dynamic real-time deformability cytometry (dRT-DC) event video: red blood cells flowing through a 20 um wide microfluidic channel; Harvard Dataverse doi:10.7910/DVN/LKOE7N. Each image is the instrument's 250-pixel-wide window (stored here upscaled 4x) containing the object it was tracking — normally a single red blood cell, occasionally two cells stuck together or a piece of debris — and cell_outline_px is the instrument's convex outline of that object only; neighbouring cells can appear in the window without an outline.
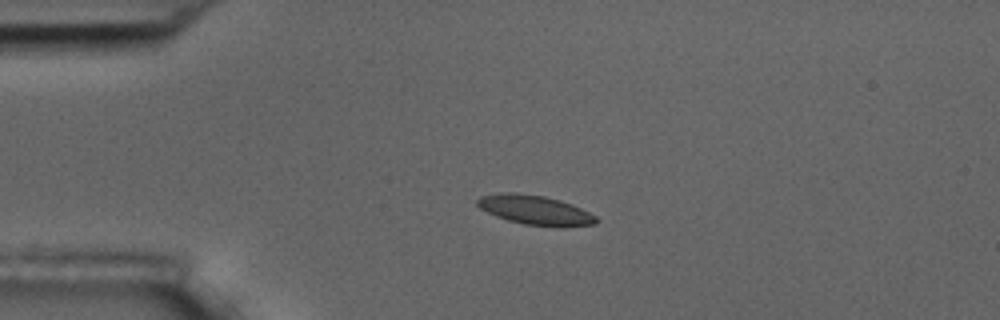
{"species": "common noctule bat (a hibernating species)", "species_latin": "Nyctalus noctula", "temperature_condition": "room temperature", "stored_images_in_passage": 31, "camera_frame_rate_fps": 3000, "um_per_image_px": 0.085, "animal": {"sex": "male", "body_mass_g": 17.5, "forearm_length_mm": 52.3}, "frame": {"image": 1, "passage_image": 1, "time_ms": 0.0, "image_size_px": [1000, 320], "cell_outline_px": [[600, 220], [596, 224], [560, 228], [524, 224], [508, 220], [496, 216], [480, 208], [476, 204], [476, 200], [480, 196], [500, 192], [512, 192], [544, 196], [560, 200], [572, 204], [596, 216]], "centroid_in_image_um": [45.51, 17.86], "position_along_channel_um": 39.5, "area_um2": 20.63}}
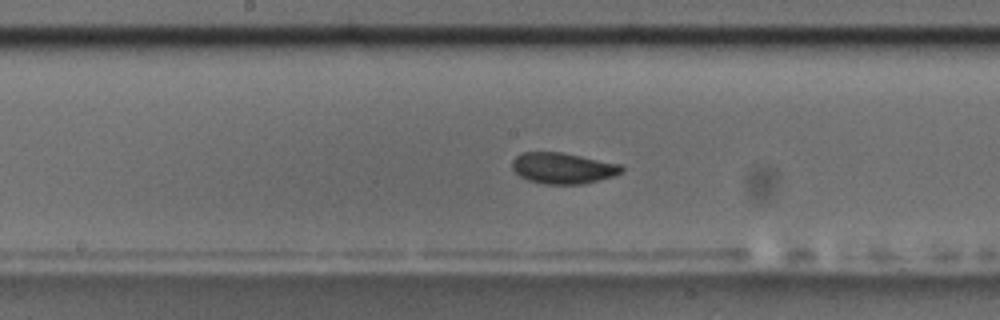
{"frame": {"image": 2, "passage_image": 17, "time_ms": 5.333, "image_size_px": [1000, 320], "cell_outline_px": [[624, 172], [616, 176], [584, 184], [544, 184], [528, 180], [520, 176], [512, 168], [512, 160], [520, 152], [560, 152], [620, 164], [624, 168]], "centroid_in_image_um": [47.86, 14.3], "position_along_channel_um": 200.3, "area_um2": 19.88}}
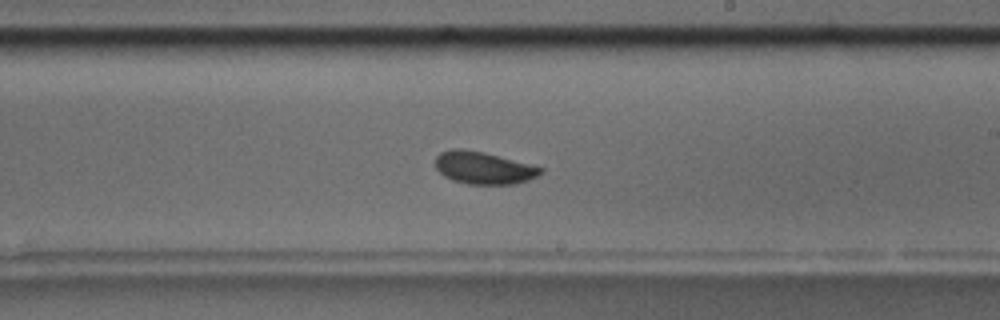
{"frame": {"image": 3, "passage_image": 21, "time_ms": 6.667, "image_size_px": [1000, 320], "cell_outline_px": [[544, 172], [528, 180], [516, 184], [468, 184], [452, 180], [444, 176], [436, 168], [436, 156], [440, 152], [452, 148], [464, 148], [484, 152], [544, 168]], "centroid_in_image_um": [41.09, 14.26], "position_along_channel_um": 247.9, "area_um2": 19.88}, "authors_computed_cell_mechanics": {"area_um2": 19.8254, "velocity_mm_per_s": 3.5742, "shape_relaxation_time_tau1_ms": 2.6726, "shape_relaxation_time_tau2_ms": 2.0161, "deformation_change_tau1": 0.096, "deformation_change_tau2": 0.0639}}